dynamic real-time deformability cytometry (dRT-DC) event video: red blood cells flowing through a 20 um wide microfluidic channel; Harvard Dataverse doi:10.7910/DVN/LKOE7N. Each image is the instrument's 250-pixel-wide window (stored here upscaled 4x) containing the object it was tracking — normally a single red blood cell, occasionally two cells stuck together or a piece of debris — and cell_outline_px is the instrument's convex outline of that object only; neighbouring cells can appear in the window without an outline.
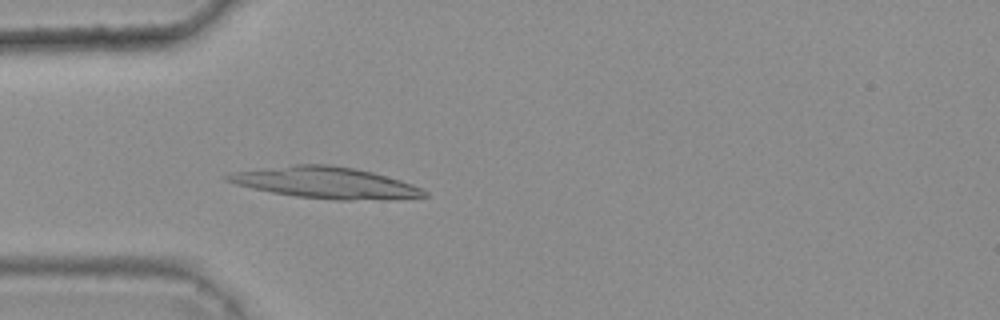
{"species": "common noctule bat (a hibernating species)", "species_latin": "Nyctalus noctula", "temperature_condition": "warm", "stored_images_in_passage": 46, "camera_frame_rate_fps": 3000, "um_per_image_px": 0.085, "animal": {"sex": "female", "body_mass_g": 25.1}, "frame": {"image": 1, "passage_image": 16, "time_ms": 5.0, "image_size_px": [1000, 320], "cell_outline_px": [[428, 196], [396, 200], [336, 200], [296, 196], [272, 192], [252, 188], [236, 184], [224, 180], [224, 176], [232, 172], [296, 164], [328, 164], [356, 168], [372, 172], [400, 180], [412, 184], [428, 192]], "centroid_in_image_um": [27.73, 15.54], "position_along_channel_um": 57.3, "area_um2": 36.07}}
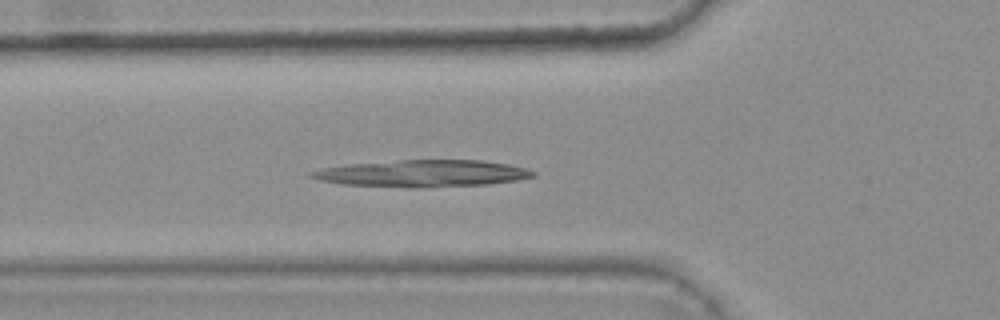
{"frame": {"image": 2, "passage_image": 19, "time_ms": 6.0, "image_size_px": [1000, 320], "cell_outline_px": [[536, 176], [516, 180], [488, 184], [344, 184], [320, 180], [308, 176], [308, 172], [324, 168], [352, 164], [400, 160], [484, 160], [508, 164], [528, 168], [536, 172]], "centroid_in_image_um": [36.01, 14.68], "position_along_channel_um": 89.8, "area_um2": 32.54}}
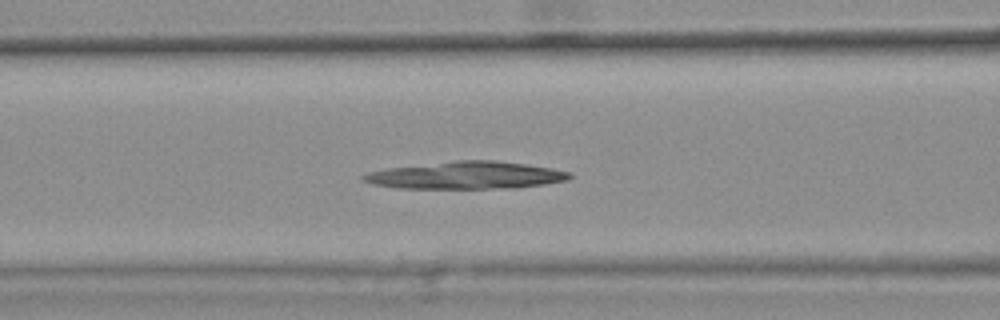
{"frame": {"image": 3, "passage_image": 22, "time_ms": 7.0, "image_size_px": [1000, 320], "cell_outline_px": [[572, 176], [568, 180], [544, 184], [516, 188], [396, 188], [372, 184], [360, 180], [360, 176], [368, 172], [388, 168], [456, 160], [492, 160], [524, 164], [552, 168], [572, 172]], "centroid_in_image_um": [39.6, 14.9], "position_along_channel_um": 127.0, "area_um2": 32.95}}